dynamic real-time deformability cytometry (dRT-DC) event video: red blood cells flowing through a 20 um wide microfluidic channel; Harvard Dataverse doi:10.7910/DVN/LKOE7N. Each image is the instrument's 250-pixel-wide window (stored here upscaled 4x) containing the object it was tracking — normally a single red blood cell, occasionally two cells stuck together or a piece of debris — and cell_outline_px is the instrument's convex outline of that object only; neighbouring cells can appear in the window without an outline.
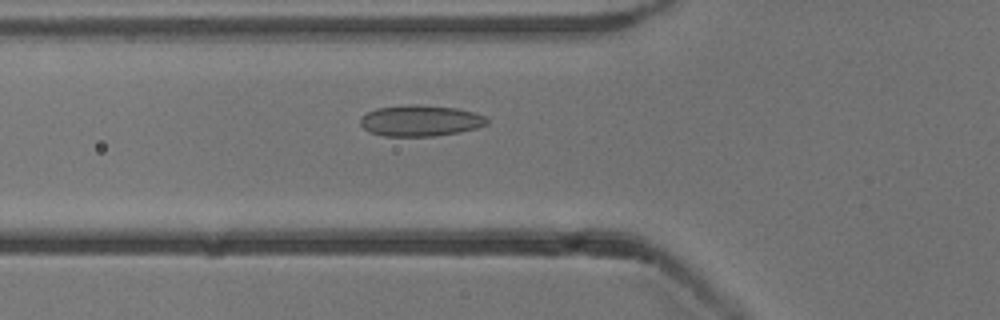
{"species": "common noctule bat (a hibernating species)", "species_latin": "Nyctalus noctula", "temperature_condition": "cold", "stored_images_in_passage": 53, "camera_frame_rate_fps": 3000, "um_per_image_px": 0.085, "animal": {"sex": "male", "body_mass_g": 13.3}, "frame": {"image": 1, "passage_image": 19, "time_ms": 6.0, "image_size_px": [1000, 320], "cell_outline_px": [[488, 124], [476, 128], [460, 132], [432, 136], [384, 136], [368, 132], [360, 124], [360, 116], [376, 108], [408, 104], [416, 104], [456, 108], [476, 112], [484, 116], [488, 120]], "centroid_in_image_um": [35.72, 10.25], "position_along_channel_um": 90.1, "area_um2": 23.12}}
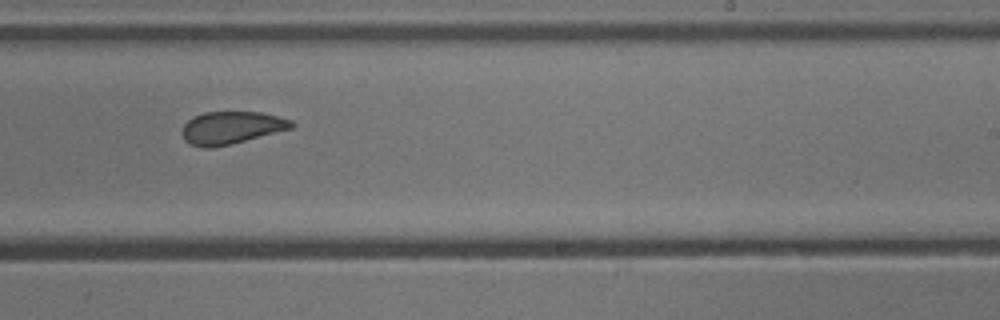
{"frame": {"image": 2, "passage_image": 33, "time_ms": 10.667, "image_size_px": [1000, 320], "cell_outline_px": [[296, 124], [292, 128], [212, 148], [204, 148], [192, 144], [184, 140], [184, 124], [188, 120], [204, 112], [260, 112], [292, 120]], "centroid_in_image_um": [19.68, 10.84], "position_along_channel_um": 269.3, "area_um2": 20.23}}
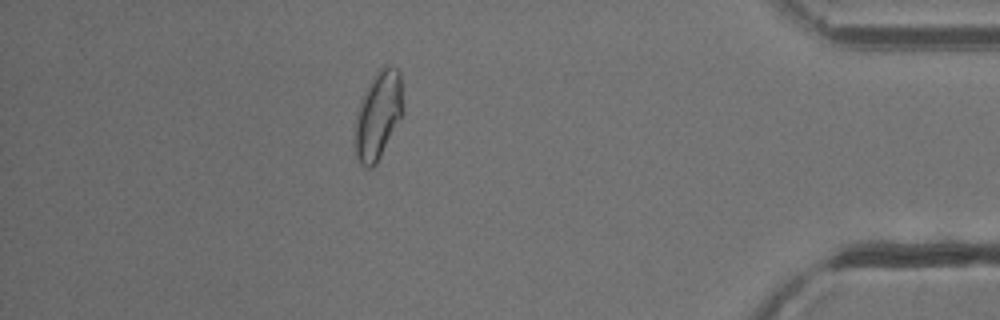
{"frame": {"image": 3, "passage_image": 47, "time_ms": 15.333, "image_size_px": [1000, 320], "cell_outline_px": [[404, 112], [376, 164], [372, 168], [368, 168], [360, 164], [356, 156], [356, 112], [360, 100], [368, 84], [376, 72], [380, 68], [388, 64], [396, 68], [400, 72], [404, 108]], "centroid_in_image_um": [32.17, 9.75], "position_along_channel_um": 403.0, "area_um2": 24.62}, "authors_computed_cell_mechanics": {"area_um2": 23.0622, "velocity_mm_per_s": 3.8288, "shape_relaxation_time_tau1_ms": 10.5823, "shape_relaxation_time_tau2_ms": 1.4651, "deformation_change_tau1": 0.1786, "deformation_change_tau2": 0.0709}}